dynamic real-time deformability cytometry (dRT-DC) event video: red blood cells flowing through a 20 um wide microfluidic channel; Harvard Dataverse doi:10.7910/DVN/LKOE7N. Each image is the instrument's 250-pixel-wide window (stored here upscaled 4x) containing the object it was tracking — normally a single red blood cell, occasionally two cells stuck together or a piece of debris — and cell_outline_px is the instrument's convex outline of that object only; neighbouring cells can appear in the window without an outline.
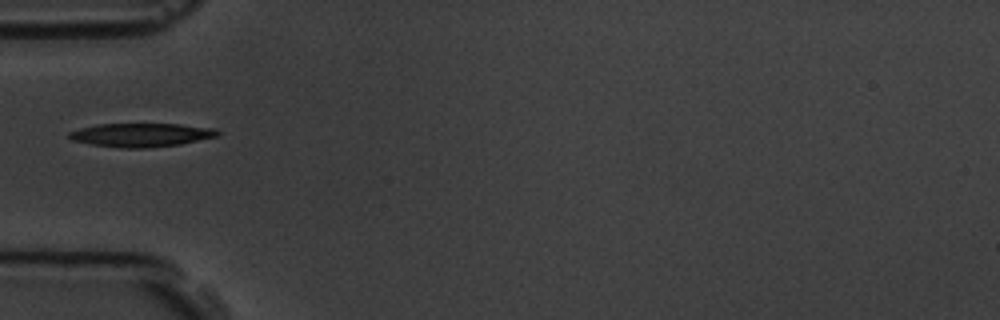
{"species": "common noctule bat (a hibernating species)", "species_latin": "Nyctalus noctula", "temperature_condition": "room temperature", "stored_images_in_passage": 5, "camera_frame_rate_fps": 3000, "um_per_image_px": 0.085, "animal": {"sex": "male", "body_mass_g": 19.5, "forearm_length_mm": 54.6}, "frame": {"image": 1, "passage_image": 4, "time_ms": 4.333, "image_size_px": [1000, 320], "cell_outline_px": [[220, 132], [216, 136], [180, 144], [148, 148], [124, 148], [92, 144], [72, 140], [68, 136], [68, 132], [80, 128], [96, 124], [180, 124], [216, 128]], "centroid_in_image_um": [11.99, 11.46], "position_along_channel_um": 73.0, "area_um2": 20.35}}
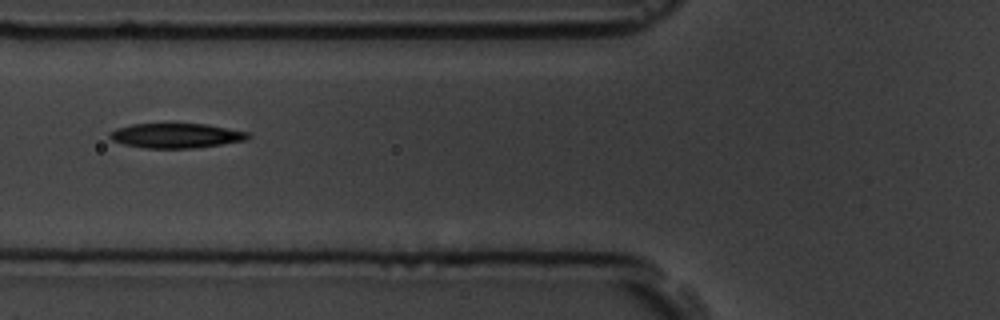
{"frame": {"image": 2, "passage_image": 5, "time_ms": 5.333, "image_size_px": [1000, 320], "cell_outline_px": [[252, 136], [248, 140], [196, 148], [144, 148], [124, 144], [112, 140], [108, 136], [108, 132], [116, 128], [132, 124], [208, 124], [248, 132]], "centroid_in_image_um": [14.98, 11.53], "position_along_channel_um": 110.8, "area_um2": 20.06}}